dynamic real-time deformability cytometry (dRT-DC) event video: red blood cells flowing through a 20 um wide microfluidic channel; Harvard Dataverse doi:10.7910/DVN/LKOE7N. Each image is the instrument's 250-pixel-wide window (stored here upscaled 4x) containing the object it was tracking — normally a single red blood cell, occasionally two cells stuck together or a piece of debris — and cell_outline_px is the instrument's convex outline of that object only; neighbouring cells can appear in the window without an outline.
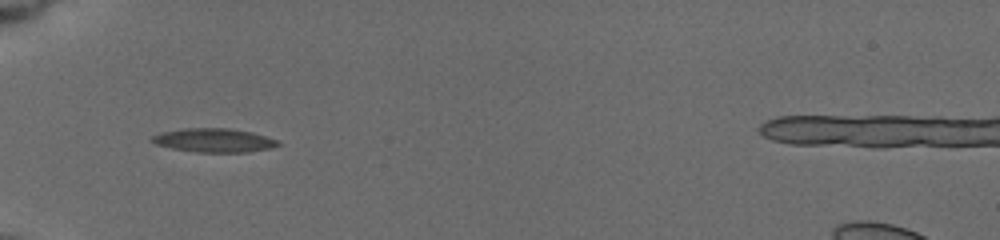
{"species": "common noctule bat (a hibernating species)", "species_latin": "Nyctalus noctula", "temperature_condition": "cold", "stored_images_in_passage": 22, "camera_frame_rate_fps": 3000, "um_per_image_px": 0.085, "animal": {"sex": "female", "body_mass_g": 19.5, "forearm_length_mm": 54.1}, "frame": {"image": 1, "passage_image": 1, "time_ms": 0.0, "image_size_px": [1000, 240], "cell_outline_px": [[280, 144], [268, 148], [248, 152], [196, 152], [172, 148], [156, 144], [148, 140], [152, 136], [160, 132], [180, 128], [228, 128], [252, 132], [276, 140]], "centroid_in_image_um": [18.1, 11.91], "position_along_channel_um": 66.9, "area_um2": 17.4}}
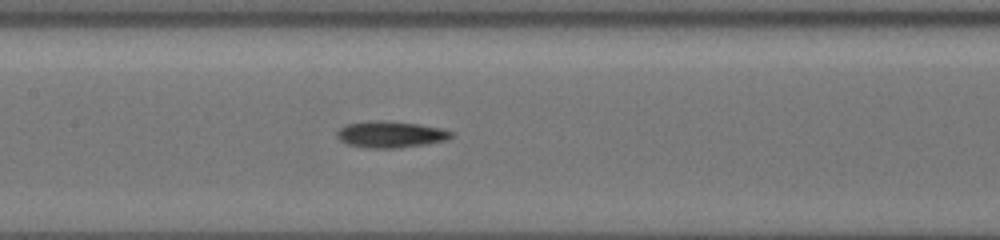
{"frame": {"image": 2, "passage_image": 13, "time_ms": 3.0, "image_size_px": [1000, 240], "cell_outline_px": [[452, 136], [444, 140], [428, 144], [400, 148], [364, 148], [348, 144], [340, 140], [336, 136], [336, 132], [340, 128], [348, 124], [372, 120], [380, 120], [416, 124], [440, 128], [452, 132]], "centroid_in_image_um": [33.16, 11.44], "position_along_channel_um": 174.2, "area_um2": 17.51}}
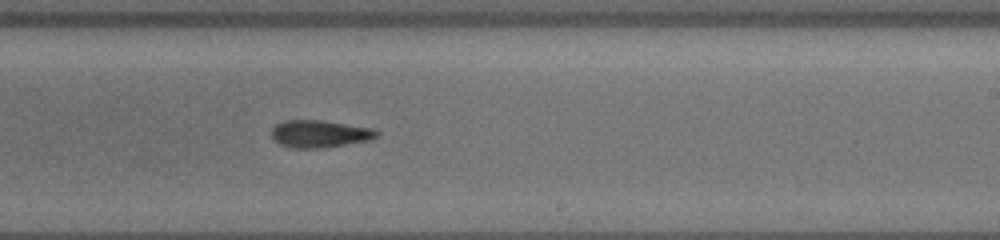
{"frame": {"image": 3, "passage_image": 22, "time_ms": 5.333, "image_size_px": [1000, 240], "cell_outline_px": [[380, 132], [372, 140], [324, 148], [292, 148], [280, 144], [272, 140], [272, 128], [276, 124], [284, 120], [324, 120], [372, 128]], "centroid_in_image_um": [27.17, 11.38], "position_along_channel_um": 261.8, "area_um2": 16.99}}